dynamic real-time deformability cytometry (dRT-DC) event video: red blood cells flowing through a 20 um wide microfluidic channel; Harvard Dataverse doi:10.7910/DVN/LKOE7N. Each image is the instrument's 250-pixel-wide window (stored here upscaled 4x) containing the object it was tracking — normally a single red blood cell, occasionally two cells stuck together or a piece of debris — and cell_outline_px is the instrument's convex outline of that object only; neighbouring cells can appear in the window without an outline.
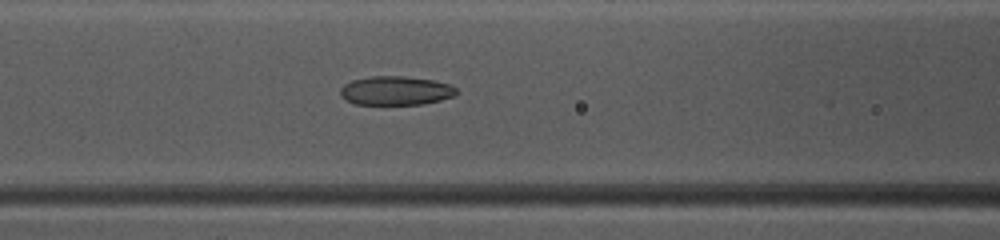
{"species": "common noctule bat (a hibernating species)", "species_latin": "Nyctalus noctula", "temperature_condition": "warm", "stored_images_in_passage": 22, "camera_frame_rate_fps": 3000, "um_per_image_px": 0.085, "animal": {"sex": "female", "body_mass_g": 10.0, "forearm_length_mm": 53.1}, "frame": {"image": 1, "passage_image": 21, "time_ms": 6.667, "image_size_px": [1000, 240], "cell_outline_px": [[460, 92], [452, 96], [440, 100], [424, 104], [356, 104], [340, 96], [340, 88], [344, 84], [352, 80], [372, 76], [404, 76], [432, 80], [448, 84], [456, 88]], "centroid_in_image_um": [33.63, 7.7], "position_along_channel_um": 133.0, "area_um2": 19.48}}